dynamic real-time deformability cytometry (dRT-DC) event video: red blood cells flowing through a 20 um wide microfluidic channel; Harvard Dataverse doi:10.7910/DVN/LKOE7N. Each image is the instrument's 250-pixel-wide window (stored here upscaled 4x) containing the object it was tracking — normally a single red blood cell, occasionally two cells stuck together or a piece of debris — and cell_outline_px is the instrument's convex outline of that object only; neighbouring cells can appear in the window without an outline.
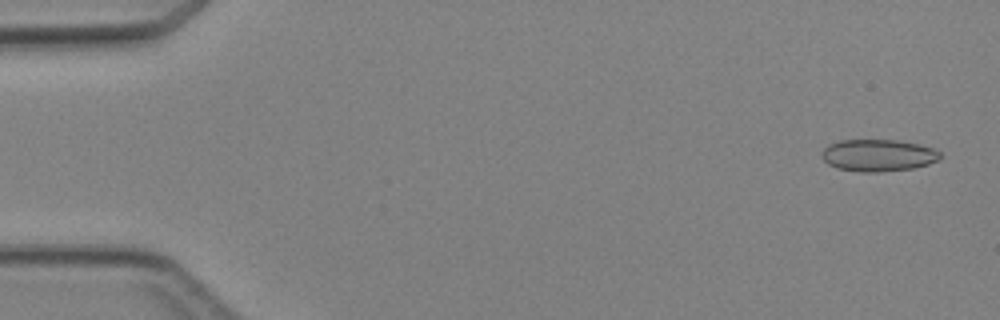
{"species": "Egyptian fruit bat (a non-hibernating species)", "species_latin": "Rousettus aegyptiacus", "temperature_condition": "cold", "stored_images_in_passage": 4, "camera_frame_rate_fps": 3000, "um_per_image_px": 0.085, "animal": {"sex": "female"}, "frame": {"image": 1, "passage_image": 1, "time_ms": 0.0, "image_size_px": [1000, 320], "cell_outline_px": [[940, 160], [928, 164], [912, 168], [880, 172], [860, 172], [836, 168], [828, 164], [820, 156], [820, 152], [828, 144], [840, 140], [896, 140], [920, 144], [936, 148], [940, 152]], "centroid_in_image_um": [74.63, 13.2], "position_along_channel_um": 10.4, "area_um2": 22.37}}
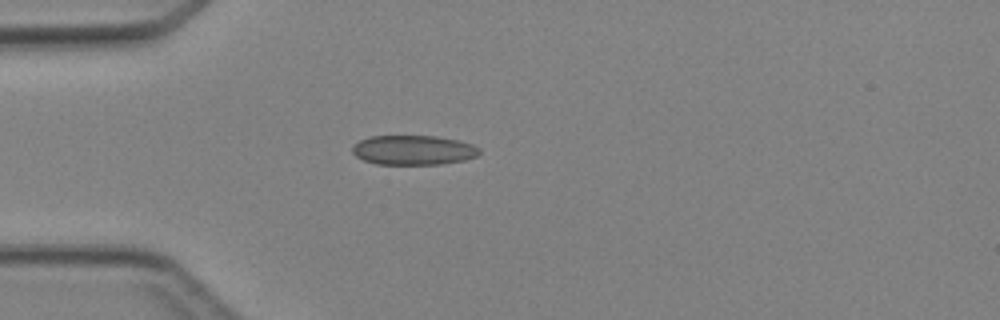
{"frame": {"image": 2, "passage_image": 4, "time_ms": 3.667, "image_size_px": [1000, 320], "cell_outline_px": [[480, 152], [476, 156], [464, 160], [440, 164], [376, 164], [364, 160], [356, 156], [352, 152], [352, 148], [360, 140], [372, 136], [436, 136], [460, 140], [472, 144], [480, 148]], "centroid_in_image_um": [35.16, 12.75], "position_along_channel_um": 49.8, "area_um2": 21.85}}